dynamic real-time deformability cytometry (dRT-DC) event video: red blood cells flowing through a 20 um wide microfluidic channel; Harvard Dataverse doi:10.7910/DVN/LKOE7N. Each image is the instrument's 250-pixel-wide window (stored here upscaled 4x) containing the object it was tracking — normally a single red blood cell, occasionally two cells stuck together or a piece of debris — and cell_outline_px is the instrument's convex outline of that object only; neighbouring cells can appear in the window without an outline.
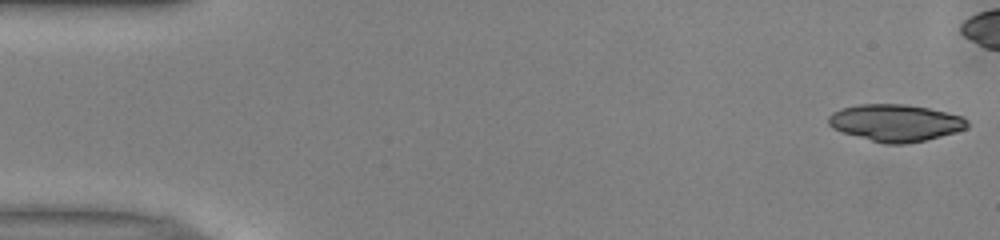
{"species": "common noctule bat (a hibernating species)", "species_latin": "Nyctalus noctula", "temperature_condition": "warm", "stored_images_in_passage": 41, "camera_frame_rate_fps": 3000, "um_per_image_px": 0.085, "animal": {"sex": "male", "body_mass_g": 13.0, "forearm_length_mm": 53.1}, "frame": {"image": 1, "passage_image": 1, "time_ms": 0.0, "image_size_px": [1000, 240], "cell_outline_px": [[968, 128], [956, 132], [924, 140], [904, 144], [884, 144], [840, 132], [832, 128], [828, 124], [828, 116], [832, 112], [840, 108], [860, 104], [904, 104], [928, 108], [964, 116], [968, 120]], "centroid_in_image_um": [76.1, 10.44], "position_along_channel_um": 8.9, "area_um2": 30.11}}